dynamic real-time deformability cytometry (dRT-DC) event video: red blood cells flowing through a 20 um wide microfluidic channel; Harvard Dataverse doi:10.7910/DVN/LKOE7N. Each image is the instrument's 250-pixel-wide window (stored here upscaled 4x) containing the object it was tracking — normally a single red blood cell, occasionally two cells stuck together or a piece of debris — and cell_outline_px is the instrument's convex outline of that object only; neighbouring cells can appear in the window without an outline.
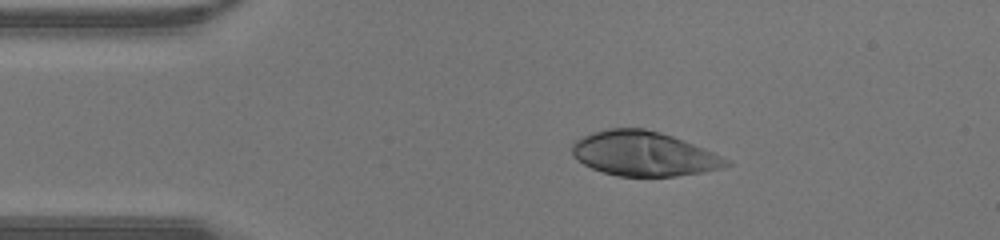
{"species": "human", "species_latin": "Homo sapiens", "temperature_condition": "warm", "stored_images_in_passage": 35, "camera_frame_rate_fps": 3000, "um_per_image_px": 0.085, "donor": {"sex": "male"}, "frame": {"image": 1, "passage_image": 1, "time_ms": 0.0, "image_size_px": [1000, 240], "cell_outline_px": [[732, 164], [724, 168], [676, 176], [616, 176], [592, 168], [584, 164], [572, 152], [572, 144], [576, 140], [592, 132], [608, 128], [644, 128], [660, 132], [672, 136], [712, 152], [728, 160]], "centroid_in_image_um": [54.71, 13.06], "position_along_channel_um": 30.3, "area_um2": 39.54}}
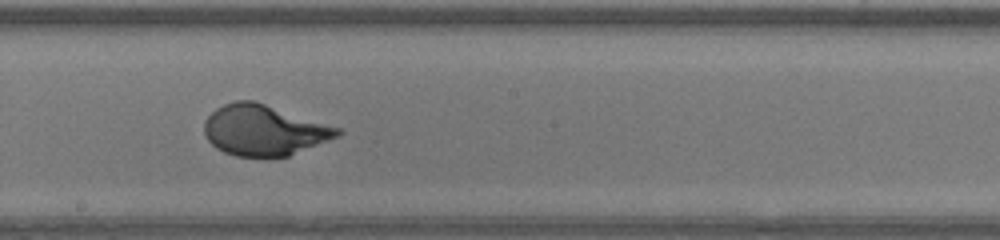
{"frame": {"image": 2, "passage_image": 16, "time_ms": 5.0, "image_size_px": [1000, 240], "cell_outline_px": [[344, 132], [340, 136], [288, 156], [236, 156], [224, 152], [216, 148], [208, 140], [204, 132], [204, 124], [208, 116], [216, 108], [224, 104], [236, 100], [252, 100], [340, 128]], "centroid_in_image_um": [22.43, 11.07], "position_along_channel_um": 225.8, "area_um2": 38.9}}
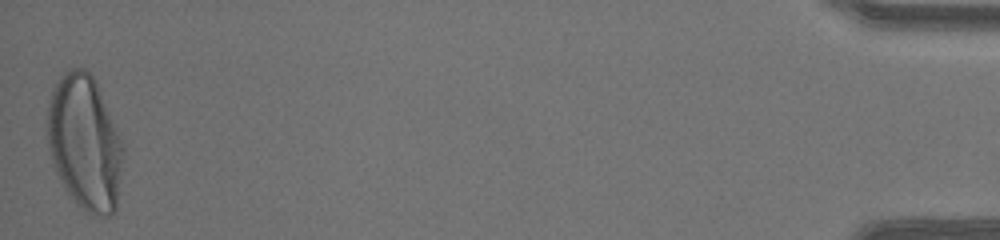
{"frame": {"image": 3, "passage_image": 35, "time_ms": 11.333, "image_size_px": [1000, 240], "cell_outline_px": [[124, 152], [116, 212], [108, 216], [100, 216], [88, 212], [76, 204], [64, 188], [56, 172], [52, 160], [48, 144], [48, 108], [52, 92], [60, 76], [72, 68], [84, 68], [92, 76], [100, 92], [124, 148]], "centroid_in_image_um": [7.21, 12.18], "position_along_channel_um": 428.0, "area_um2": 58.84}}